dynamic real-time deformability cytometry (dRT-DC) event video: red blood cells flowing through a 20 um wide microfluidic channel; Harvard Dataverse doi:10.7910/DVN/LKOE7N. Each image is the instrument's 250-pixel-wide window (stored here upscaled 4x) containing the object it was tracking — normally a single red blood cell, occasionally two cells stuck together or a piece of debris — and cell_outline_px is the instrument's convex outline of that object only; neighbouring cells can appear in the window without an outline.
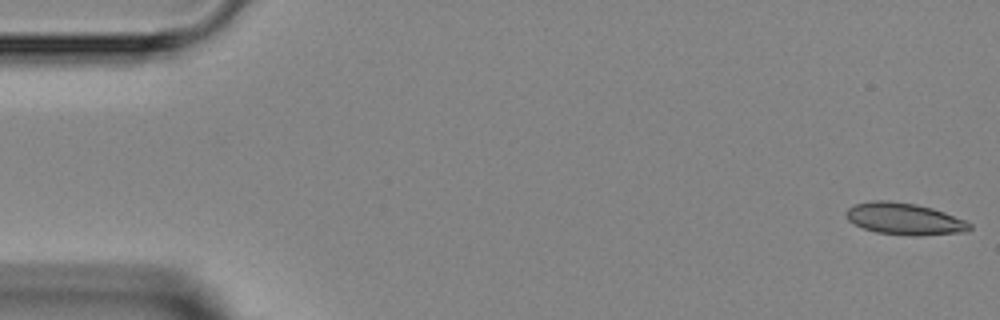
{"species": "Egyptian fruit bat (a non-hibernating species)", "species_latin": "Rousettus aegyptiacus", "temperature_condition": "room temperature", "stored_images_in_passage": 5, "segment_of_instrument_passage": [1, 2], "camera_frame_rate_fps": 3000, "um_per_image_px": 0.085, "animal": {"sex": "female"}, "frame": {"image": 1, "passage_image": 1, "time_ms": 0.0, "image_size_px": [1000, 320], "cell_outline_px": [[972, 228], [968, 232], [920, 236], [908, 236], [876, 232], [864, 228], [848, 220], [844, 212], [848, 208], [856, 204], [872, 200], [888, 200], [916, 204], [932, 208], [944, 212], [964, 220], [972, 224]], "centroid_in_image_um": [76.9, 18.61], "position_along_channel_um": 8.1, "area_um2": 23.06}}